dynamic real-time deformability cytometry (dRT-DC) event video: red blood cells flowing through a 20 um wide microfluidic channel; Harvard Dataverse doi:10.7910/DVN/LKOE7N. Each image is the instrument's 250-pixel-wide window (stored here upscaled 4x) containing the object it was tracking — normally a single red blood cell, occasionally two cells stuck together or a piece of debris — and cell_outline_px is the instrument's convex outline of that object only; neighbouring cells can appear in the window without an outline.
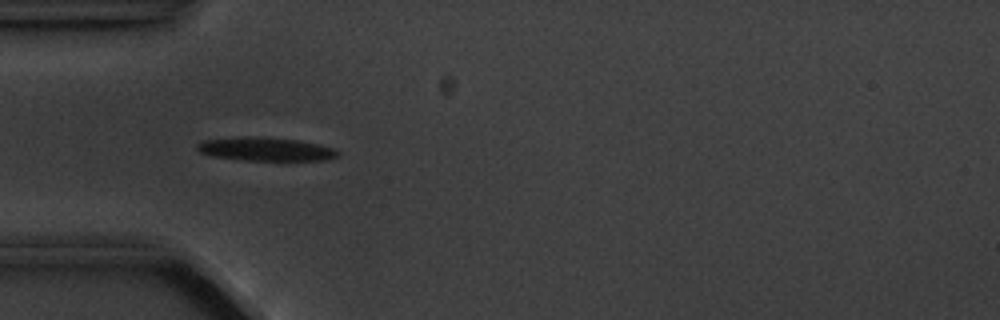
{"species": "common noctule bat (a hibernating species)", "species_latin": "Nyctalus noctula", "temperature_condition": "cold", "stored_images_in_passage": 5, "camera_frame_rate_fps": 3000, "um_per_image_px": 0.085, "animal": {"sex": "male", "body_mass_g": 20.1, "forearm_length_mm": 53.5}, "frame": {"image": 1, "passage_image": 5, "time_ms": 4.667, "image_size_px": [1000, 320], "cell_outline_px": [[340, 152], [336, 156], [324, 160], [244, 160], [212, 156], [200, 152], [196, 148], [196, 144], [204, 140], [252, 136], [300, 140], [332, 148]], "centroid_in_image_um": [22.55, 12.67], "position_along_channel_um": 62.5, "area_um2": 18.96}}